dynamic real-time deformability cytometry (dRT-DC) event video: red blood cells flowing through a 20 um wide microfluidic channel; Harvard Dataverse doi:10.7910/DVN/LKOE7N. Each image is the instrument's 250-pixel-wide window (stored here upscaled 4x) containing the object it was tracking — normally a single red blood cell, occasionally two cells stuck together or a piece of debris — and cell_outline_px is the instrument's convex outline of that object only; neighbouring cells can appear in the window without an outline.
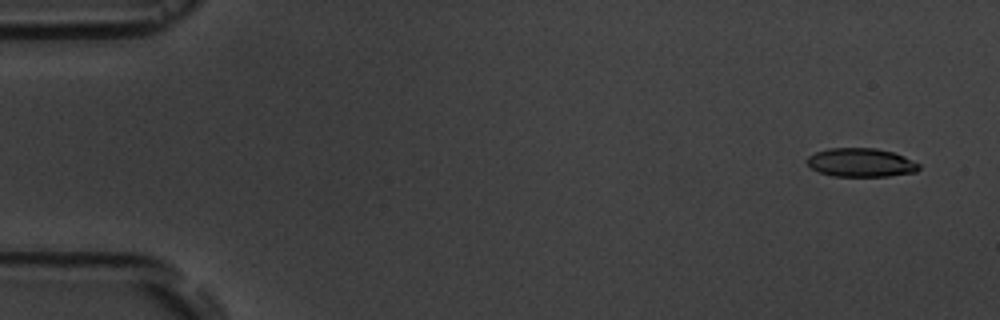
{"species": "common noctule bat (a hibernating species)", "species_latin": "Nyctalus noctula", "temperature_condition": "room temperature", "stored_images_in_passage": 5, "camera_frame_rate_fps": 3000, "um_per_image_px": 0.085, "animal": {"sex": "male", "body_mass_g": 19.5, "forearm_length_mm": 54.6}, "frame": {"image": 1, "passage_image": 1, "time_ms": 0.0, "image_size_px": [1000, 320], "cell_outline_px": [[920, 168], [916, 172], [888, 176], [832, 176], [820, 172], [812, 168], [808, 164], [808, 156], [816, 152], [828, 148], [876, 148], [892, 152], [904, 156], [920, 164]], "centroid_in_image_um": [73.2, 13.81], "position_along_channel_um": 11.8, "area_um2": 18.61}}